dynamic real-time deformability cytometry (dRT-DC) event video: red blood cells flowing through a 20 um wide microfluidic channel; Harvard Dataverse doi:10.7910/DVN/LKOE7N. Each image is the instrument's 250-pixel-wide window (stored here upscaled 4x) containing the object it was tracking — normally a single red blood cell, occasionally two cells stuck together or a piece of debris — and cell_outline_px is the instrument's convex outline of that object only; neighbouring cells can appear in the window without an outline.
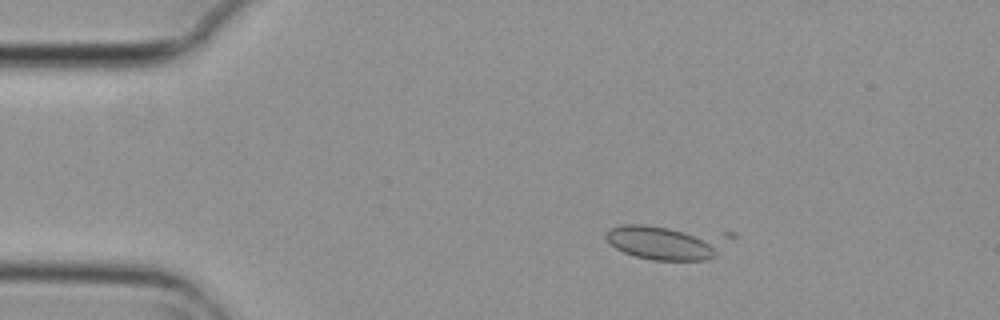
{"species": "common noctule bat (a hibernating species)", "species_latin": "Nyctalus noctula", "temperature_condition": "cold", "stored_images_in_passage": 4, "camera_frame_rate_fps": 3000, "um_per_image_px": 0.085, "animal": {"sex": "female", "body_mass_g": 29.2, "forearm_length_mm": 56.3}, "frame": {"image": 1, "passage_image": 2, "time_ms": 0.333, "image_size_px": [1000, 320], "cell_outline_px": [[716, 256], [708, 260], [652, 260], [636, 256], [624, 252], [616, 248], [604, 236], [604, 232], [612, 228], [624, 224], [644, 224], [668, 228], [716, 244]], "centroid_in_image_um": [56.05, 20.67], "position_along_channel_um": 29.0, "area_um2": 21.1}}